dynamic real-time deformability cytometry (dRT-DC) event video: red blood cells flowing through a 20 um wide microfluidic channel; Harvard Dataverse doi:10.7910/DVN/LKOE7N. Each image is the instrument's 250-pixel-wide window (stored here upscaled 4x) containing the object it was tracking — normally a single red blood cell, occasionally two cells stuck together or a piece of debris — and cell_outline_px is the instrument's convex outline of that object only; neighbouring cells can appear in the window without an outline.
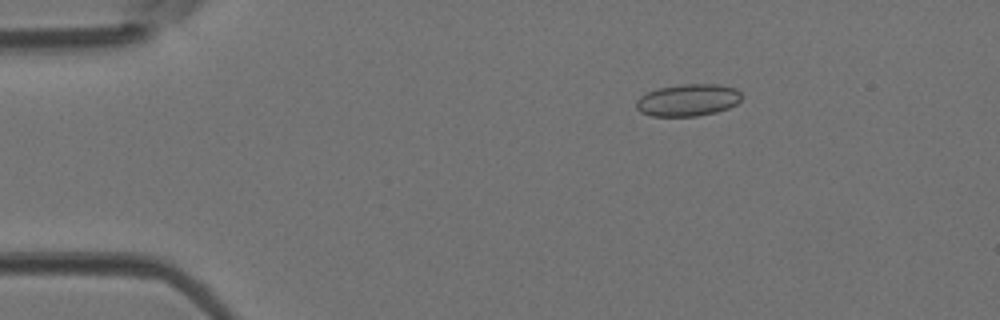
{"species": "Egyptian fruit bat (a non-hibernating species)", "species_latin": "Rousettus aegyptiacus", "temperature_condition": "room temperature", "stored_images_in_passage": 43, "camera_frame_rate_fps": 3000, "um_per_image_px": 0.085, "animal": {"sex": "female"}, "frame": {"image": 1, "passage_image": 5, "time_ms": 1.333, "image_size_px": [1000, 320], "cell_outline_px": [[740, 100], [736, 104], [728, 108], [716, 112], [696, 116], [652, 116], [640, 112], [636, 108], [636, 100], [640, 96], [656, 88], [680, 84], [716, 84], [736, 88], [740, 92]], "centroid_in_image_um": [58.45, 8.5], "position_along_channel_um": 26.6, "area_um2": 19.77}}
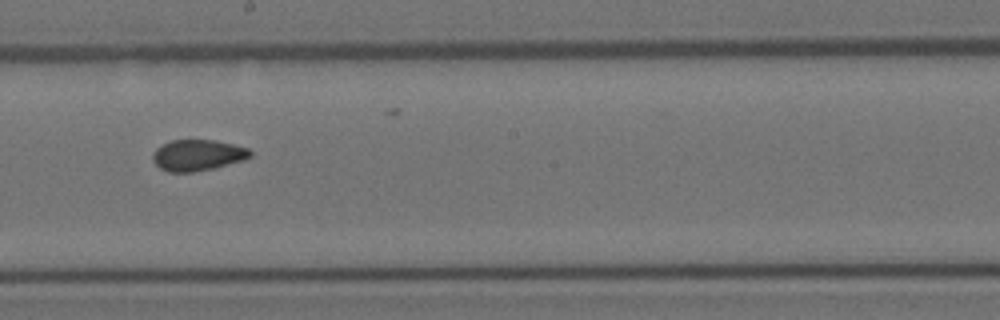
{"frame": {"image": 2, "passage_image": 23, "time_ms": 7.333, "image_size_px": [1000, 320], "cell_outline_px": [[252, 156], [244, 160], [212, 168], [192, 172], [168, 172], [160, 168], [152, 160], [152, 156], [156, 148], [160, 144], [172, 140], [216, 140], [248, 148], [252, 152]], "centroid_in_image_um": [16.78, 13.18], "position_along_channel_um": 231.4, "area_um2": 17.69}}
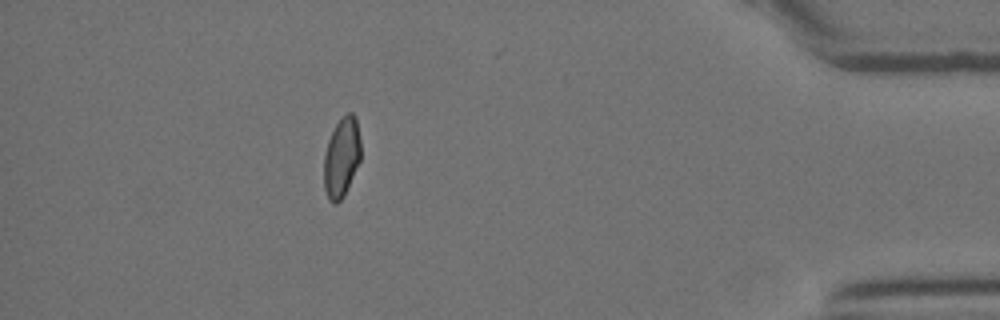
{"frame": {"image": 3, "passage_image": 38, "time_ms": 12.333, "image_size_px": [1000, 320], "cell_outline_px": [[360, 160], [344, 196], [336, 204], [332, 204], [328, 200], [324, 188], [324, 156], [328, 140], [336, 124], [348, 112], [352, 112], [356, 116], [360, 140]], "centroid_in_image_um": [29.03, 13.4], "position_along_channel_um": 406.2, "area_um2": 17.11}}